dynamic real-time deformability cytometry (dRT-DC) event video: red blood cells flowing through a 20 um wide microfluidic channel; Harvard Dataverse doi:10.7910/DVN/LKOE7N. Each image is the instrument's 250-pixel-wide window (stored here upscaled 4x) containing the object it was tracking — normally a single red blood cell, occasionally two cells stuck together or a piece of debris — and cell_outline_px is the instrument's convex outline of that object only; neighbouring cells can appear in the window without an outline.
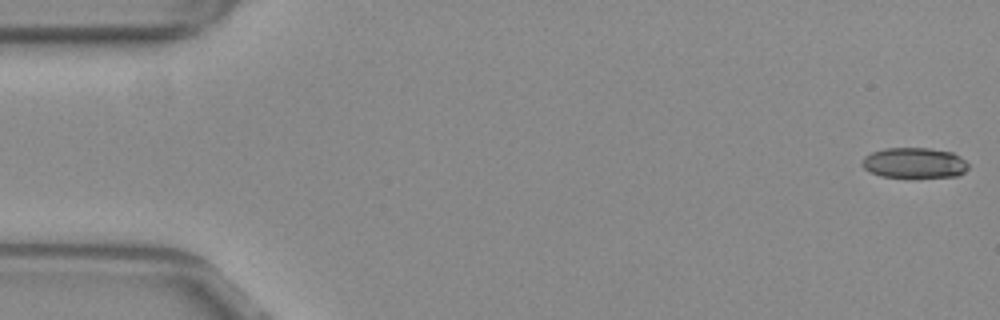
{"species": "common noctule bat (a hibernating species)", "species_latin": "Nyctalus noctula", "temperature_condition": "warm", "stored_images_in_passage": 12, "camera_frame_rate_fps": 3000, "um_per_image_px": 0.085, "animal": {"sex": "female", "body_mass_g": 29.2, "forearm_length_mm": 56.3}, "frame": {"image": 1, "passage_image": 1, "time_ms": 0.0, "image_size_px": [1000, 320], "cell_outline_px": [[968, 168], [960, 176], [880, 176], [864, 168], [860, 164], [864, 156], [872, 152], [884, 148], [928, 148], [952, 152], [960, 156], [968, 164]], "centroid_in_image_um": [77.71, 13.82], "position_along_channel_um": 7.3, "area_um2": 18.61}}